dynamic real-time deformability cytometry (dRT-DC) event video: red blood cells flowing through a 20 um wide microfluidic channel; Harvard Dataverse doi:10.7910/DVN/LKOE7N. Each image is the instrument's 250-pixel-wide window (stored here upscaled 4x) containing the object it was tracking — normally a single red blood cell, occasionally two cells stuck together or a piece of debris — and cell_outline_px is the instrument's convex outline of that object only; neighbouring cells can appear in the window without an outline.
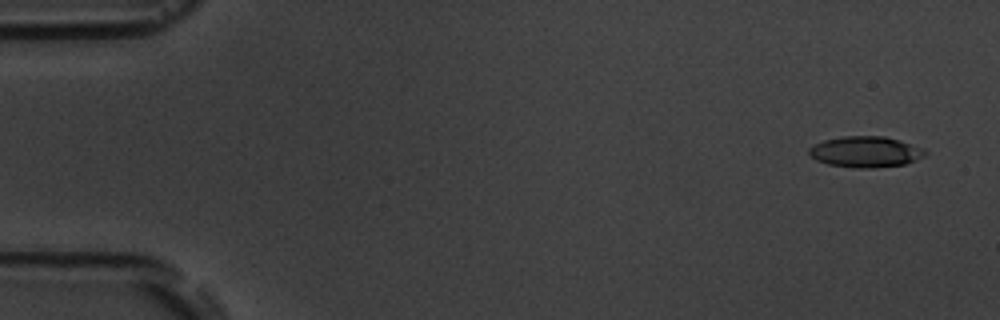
{"species": "common noctule bat (a hibernating species)", "species_latin": "Nyctalus noctula", "temperature_condition": "room temperature", "stored_images_in_passage": 5, "camera_frame_rate_fps": 3000, "um_per_image_px": 0.085, "animal": {"sex": "male", "body_mass_g": 19.5, "forearm_length_mm": 54.6}, "frame": {"image": 1, "passage_image": 1, "time_ms": 0.0, "image_size_px": [1000, 320], "cell_outline_px": [[928, 152], [924, 156], [916, 160], [904, 164], [876, 168], [852, 168], [828, 164], [816, 160], [808, 152], [808, 148], [824, 140], [844, 136], [884, 136], [900, 140], [924, 148]], "centroid_in_image_um": [73.6, 12.91], "position_along_channel_um": 11.4, "area_um2": 21.04}}
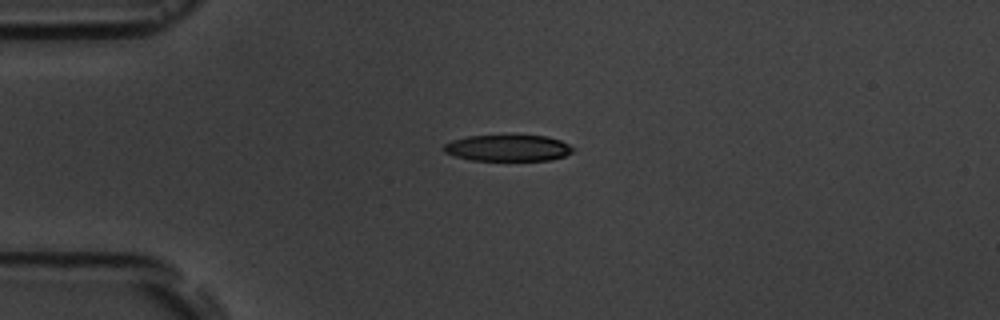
{"frame": {"image": 2, "passage_image": 4, "time_ms": 3.667, "image_size_px": [1000, 320], "cell_outline_px": [[576, 148], [572, 152], [564, 156], [552, 160], [472, 160], [456, 156], [444, 152], [444, 144], [452, 140], [468, 136], [512, 132], [548, 136], [560, 140]], "centroid_in_image_um": [43.21, 12.52], "position_along_channel_um": 41.8, "area_um2": 20.81}}